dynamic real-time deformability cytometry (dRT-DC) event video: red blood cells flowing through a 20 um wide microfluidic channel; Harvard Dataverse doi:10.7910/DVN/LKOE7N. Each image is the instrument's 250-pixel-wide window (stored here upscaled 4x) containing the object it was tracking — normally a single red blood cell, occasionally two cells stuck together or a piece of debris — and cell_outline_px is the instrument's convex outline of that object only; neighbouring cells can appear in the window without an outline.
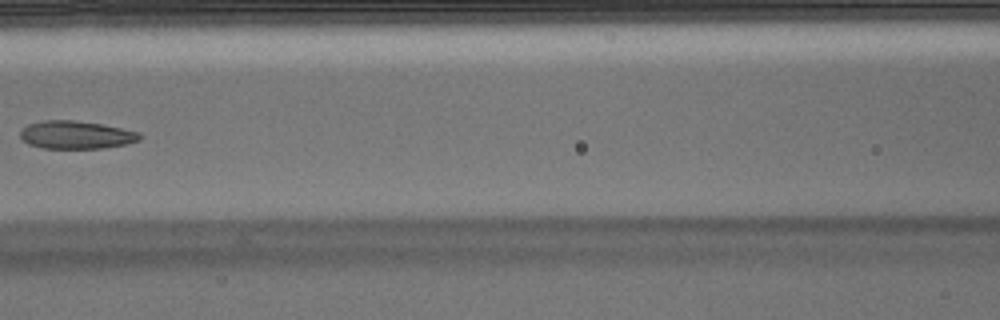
{"species": "Egyptian fruit bat (a non-hibernating species)", "species_latin": "Rousettus aegyptiacus", "temperature_condition": "warm", "stored_images_in_passage": 6, "camera_frame_rate_fps": 3000, "um_per_image_px": 0.085, "animal": {"sex": "male"}, "frame": {"image": 1, "passage_image": 6, "time_ms": 1.667, "image_size_px": [1000, 320], "cell_outline_px": [[144, 136], [140, 140], [128, 144], [100, 148], [40, 148], [28, 144], [20, 136], [20, 132], [28, 124], [44, 120], [72, 120], [100, 124], [140, 132]], "centroid_in_image_um": [6.49, 11.47], "position_along_channel_um": 160.1, "area_um2": 19.42}}